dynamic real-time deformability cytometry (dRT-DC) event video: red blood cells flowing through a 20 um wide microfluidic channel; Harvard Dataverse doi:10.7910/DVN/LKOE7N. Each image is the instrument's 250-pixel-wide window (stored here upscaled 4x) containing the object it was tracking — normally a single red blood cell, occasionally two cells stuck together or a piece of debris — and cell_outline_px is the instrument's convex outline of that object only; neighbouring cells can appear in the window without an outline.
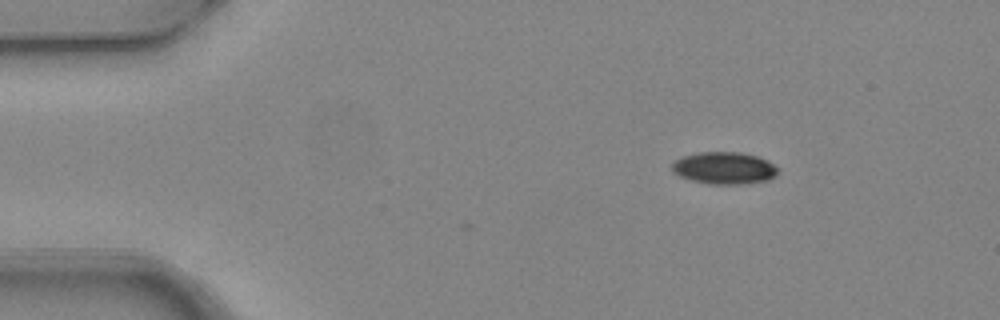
{"species": "common noctule bat (a hibernating species)", "species_latin": "Nyctalus noctula", "temperature_condition": "warm", "stored_images_in_passage": 4, "camera_frame_rate_fps": 3000, "um_per_image_px": 0.085, "animal": {"sex": "female", "body_mass_g": 24.6, "forearm_length_mm": 56.2}, "frame": {"image": 1, "passage_image": 1, "time_ms": 0.0, "image_size_px": [1000, 320], "cell_outline_px": [[780, 172], [776, 176], [768, 180], [740, 184], [708, 184], [692, 180], [680, 176], [672, 172], [672, 160], [684, 156], [700, 152], [740, 152], [756, 156], [768, 160], [780, 168]], "centroid_in_image_um": [61.59, 14.28], "position_along_channel_um": 23.4, "area_um2": 20.06}}
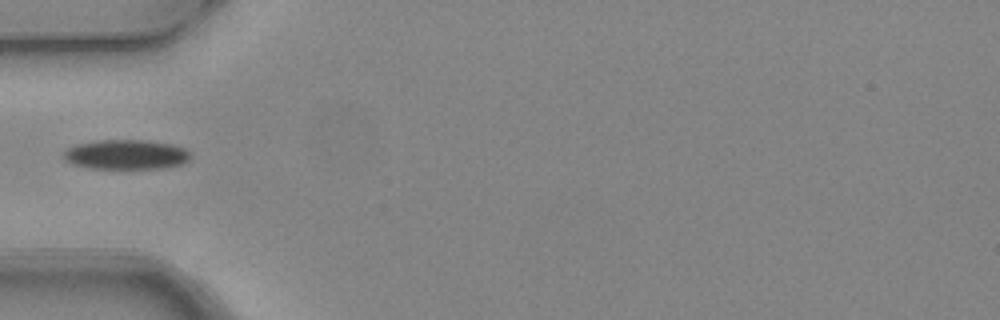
{"frame": {"image": 2, "passage_image": 4, "time_ms": 1.0, "image_size_px": [1000, 320], "cell_outline_px": [[192, 156], [188, 160], [180, 164], [164, 168], [88, 168], [72, 164], [64, 160], [64, 152], [68, 148], [76, 144], [100, 140], [144, 140], [172, 144], [184, 148], [192, 152]], "centroid_in_image_um": [10.73, 13.13], "position_along_channel_um": 74.3, "area_um2": 21.96}}